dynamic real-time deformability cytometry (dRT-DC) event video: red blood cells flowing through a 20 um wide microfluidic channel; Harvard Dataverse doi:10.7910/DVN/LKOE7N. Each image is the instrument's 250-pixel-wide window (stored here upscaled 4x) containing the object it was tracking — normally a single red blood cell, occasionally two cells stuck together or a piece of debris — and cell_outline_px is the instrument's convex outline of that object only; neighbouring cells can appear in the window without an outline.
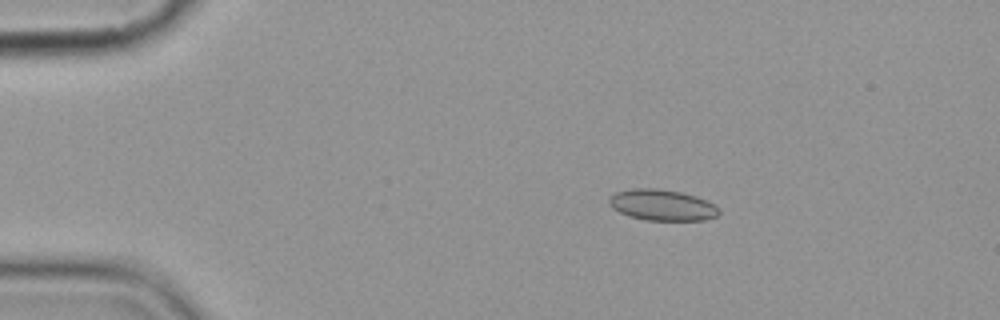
{"species": "common noctule bat (a hibernating species)", "species_latin": "Nyctalus noctula", "temperature_condition": "cold", "stored_images_in_passage": 3, "camera_frame_rate_fps": 3000, "um_per_image_px": 0.085, "animal": {"sex": "female", "body_mass_g": 19.9}, "frame": {"image": 1, "passage_image": 1, "time_ms": 0.0, "image_size_px": [1000, 320], "cell_outline_px": [[720, 212], [716, 216], [704, 220], [648, 220], [628, 216], [612, 208], [608, 204], [608, 196], [616, 192], [632, 188], [656, 188], [680, 192], [696, 196], [720, 208]], "centroid_in_image_um": [56.23, 17.42], "position_along_channel_um": 28.8, "area_um2": 19.88}}